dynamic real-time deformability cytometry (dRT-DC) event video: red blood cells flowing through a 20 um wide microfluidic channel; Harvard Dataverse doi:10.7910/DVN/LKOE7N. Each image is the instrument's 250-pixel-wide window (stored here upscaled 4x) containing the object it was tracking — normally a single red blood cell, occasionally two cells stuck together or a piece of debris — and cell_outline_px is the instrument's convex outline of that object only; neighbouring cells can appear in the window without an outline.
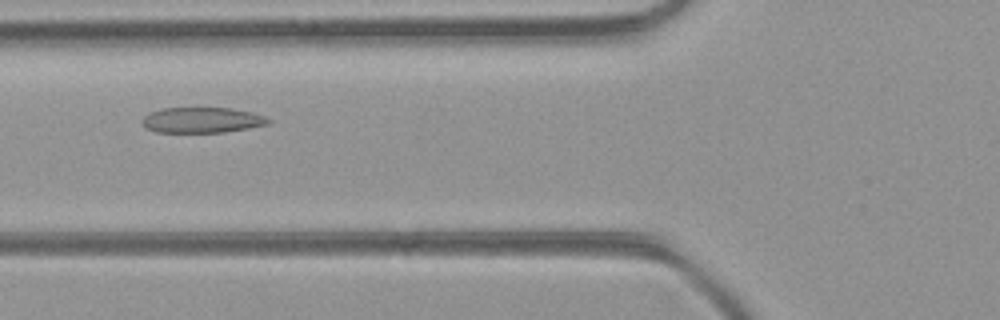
{"species": "common noctule bat (a hibernating species)", "species_latin": "Nyctalus noctula", "temperature_condition": "room temperature", "stored_images_in_passage": 32, "camera_frame_rate_fps": 3000, "um_per_image_px": 0.085, "animal": {"sex": "female", "body_mass_g": 21.9}, "frame": {"image": 1, "passage_image": 3, "time_ms": 0.667, "image_size_px": [1000, 320], "cell_outline_px": [[272, 120], [268, 124], [248, 128], [224, 132], [156, 132], [148, 128], [140, 120], [148, 112], [160, 108], [232, 108], [252, 112], [264, 116]], "centroid_in_image_um": [17.16, 10.2], "position_along_channel_um": 108.6, "area_um2": 18.79}}
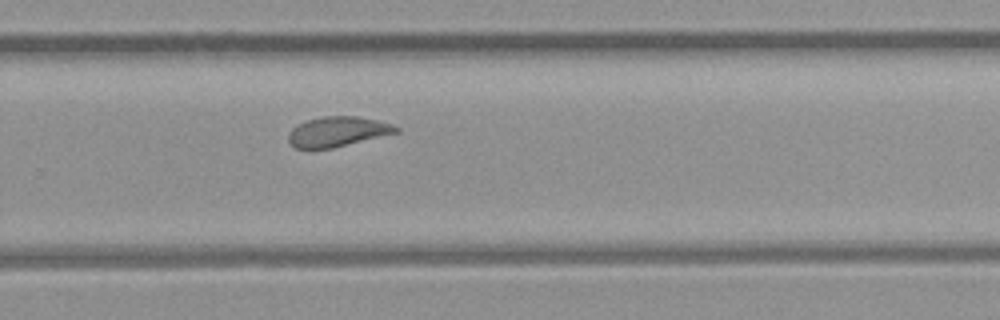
{"frame": {"image": 2, "passage_image": 16, "time_ms": 5.0, "image_size_px": [1000, 320], "cell_outline_px": [[400, 132], [332, 148], [308, 152], [296, 148], [288, 140], [288, 132], [292, 128], [308, 120], [324, 116], [356, 116], [376, 120], [392, 124], [400, 128]], "centroid_in_image_um": [28.66, 11.23], "position_along_channel_um": 301.1, "area_um2": 19.13}}
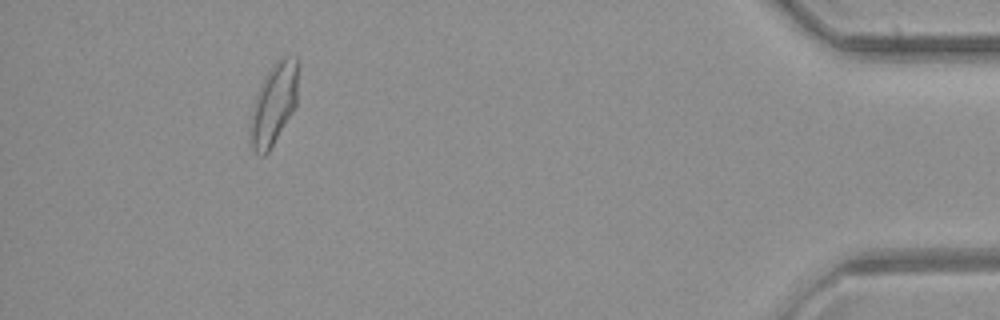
{"frame": {"image": 3, "passage_image": 28, "time_ms": 9.0, "image_size_px": [1000, 320], "cell_outline_px": [[300, 60], [296, 104], [292, 112], [268, 152], [264, 156], [256, 156], [252, 148], [252, 116], [256, 96], [264, 76], [276, 60], [284, 56], [296, 56]], "centroid_in_image_um": [23.33, 8.75], "position_along_channel_um": 411.9, "area_um2": 22.43}}